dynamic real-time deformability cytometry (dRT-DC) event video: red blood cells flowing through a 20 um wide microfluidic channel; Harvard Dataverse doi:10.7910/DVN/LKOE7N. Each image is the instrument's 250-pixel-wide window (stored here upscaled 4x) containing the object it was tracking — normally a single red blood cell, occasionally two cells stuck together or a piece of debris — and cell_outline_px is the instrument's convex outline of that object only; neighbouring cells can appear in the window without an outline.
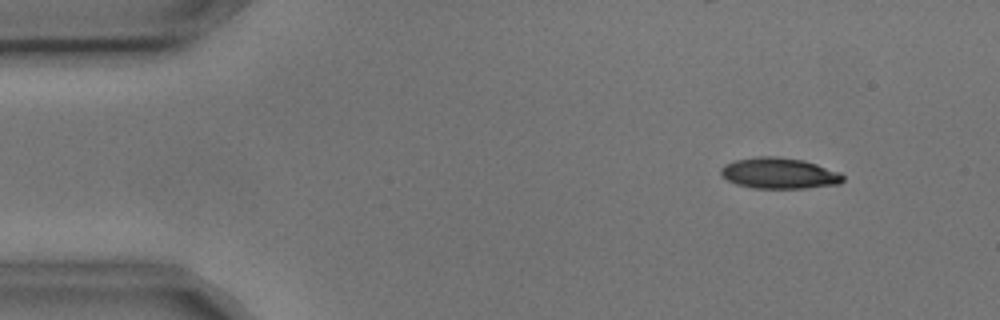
{"species": "common noctule bat (a hibernating species)", "species_latin": "Nyctalus noctula", "temperature_condition": "cold", "stored_images_in_passage": 4, "camera_frame_rate_fps": 3000, "um_per_image_px": 0.085, "animal": {"sex": "male", "body_mass_g": 17.9, "forearm_length_mm": 54.2}, "frame": {"image": 1, "passage_image": 1, "time_ms": 0.0, "image_size_px": [1000, 320], "cell_outline_px": [[844, 180], [840, 184], [804, 188], [752, 188], [736, 184], [720, 176], [720, 168], [724, 164], [736, 160], [756, 156], [776, 156], [804, 160], [840, 172], [844, 176]], "centroid_in_image_um": [66.21, 14.72], "position_along_channel_um": 18.8, "area_um2": 22.2}}